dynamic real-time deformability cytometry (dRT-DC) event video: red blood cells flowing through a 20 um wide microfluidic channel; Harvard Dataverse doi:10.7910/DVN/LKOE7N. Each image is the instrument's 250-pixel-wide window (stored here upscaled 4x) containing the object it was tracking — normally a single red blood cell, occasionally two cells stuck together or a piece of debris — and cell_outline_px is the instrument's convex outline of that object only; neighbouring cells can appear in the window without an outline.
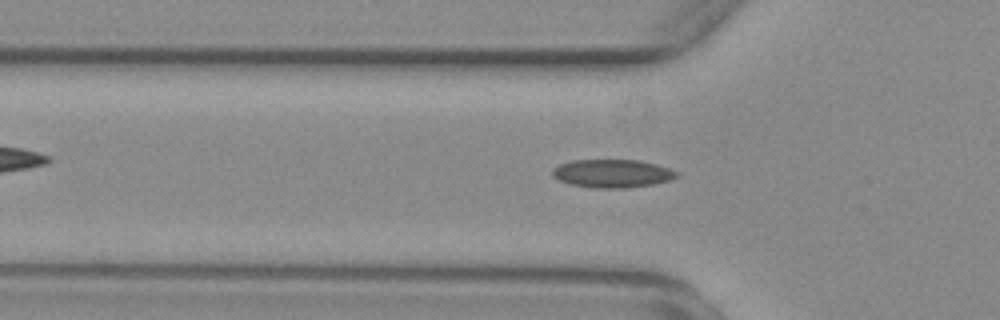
{"species": "common noctule bat (a hibernating species)", "species_latin": "Nyctalus noctula", "temperature_condition": "warm", "stored_images_in_passage": 54, "camera_frame_rate_fps": 3000, "um_per_image_px": 0.085, "animal": {"sex": "female", "body_mass_g": 29.2, "forearm_length_mm": 56.3}, "frame": {"image": 1, "passage_image": 17, "time_ms": 5.333, "image_size_px": [1000, 320], "cell_outline_px": [[680, 176], [668, 180], [652, 184], [628, 188], [592, 188], [572, 184], [560, 180], [552, 176], [552, 168], [560, 164], [572, 160], [640, 160], [656, 164], [680, 172]], "centroid_in_image_um": [52.06, 14.74], "position_along_channel_um": 73.7, "area_um2": 20.46}}
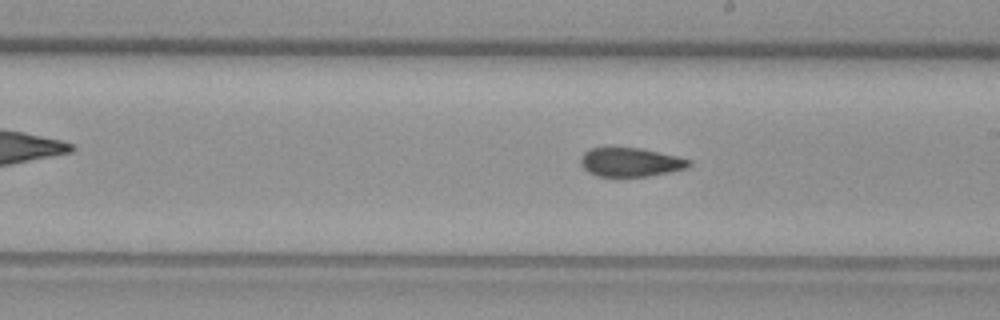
{"frame": {"image": 2, "passage_image": 30, "time_ms": 9.667, "image_size_px": [1000, 320], "cell_outline_px": [[692, 164], [684, 168], [668, 172], [648, 176], [616, 180], [596, 176], [588, 172], [580, 164], [580, 156], [588, 148], [640, 148], [676, 156], [692, 160]], "centroid_in_image_um": [53.51, 13.83], "position_along_channel_um": 235.5, "area_um2": 18.84}}
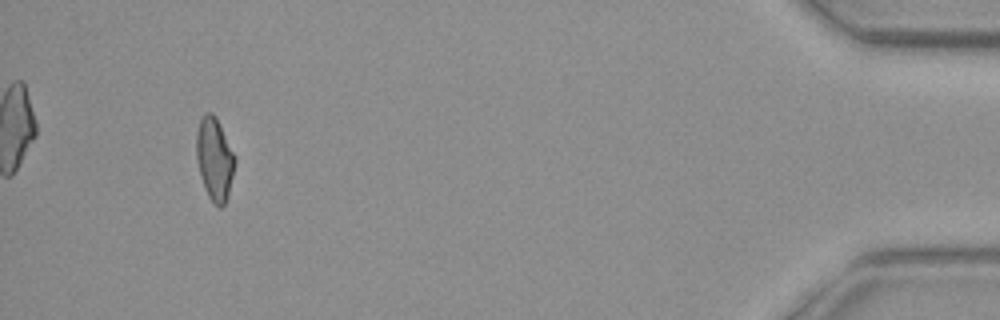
{"frame": {"image": 3, "passage_image": 51, "time_ms": 16.667, "image_size_px": [1000, 320], "cell_outline_px": [[236, 160], [228, 196], [224, 204], [220, 208], [208, 196], [200, 176], [196, 156], [196, 132], [200, 120], [204, 112], [212, 112], [216, 116], [236, 156]], "centroid_in_image_um": [18.24, 13.47], "position_along_channel_um": 417.0, "area_um2": 18.67}, "authors_computed_cell_mechanics": {"area_um2": 19.0162, "velocity_mm_per_s": 3.713, "shape_relaxation_time_tau1_ms": null, "shape_relaxation_time_tau2_ms": 3.0806, "deformation_change_tau1": null, "deformation_change_tau2": 0.0928}}